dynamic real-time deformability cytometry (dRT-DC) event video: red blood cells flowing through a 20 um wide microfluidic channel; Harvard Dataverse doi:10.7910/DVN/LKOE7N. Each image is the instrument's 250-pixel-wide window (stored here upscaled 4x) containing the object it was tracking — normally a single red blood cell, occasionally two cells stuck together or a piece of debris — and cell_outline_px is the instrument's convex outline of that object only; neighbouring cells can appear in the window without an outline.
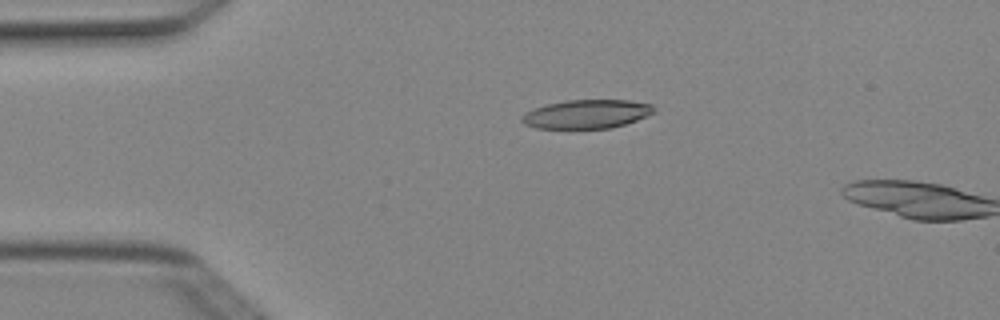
{"species": "Egyptian fruit bat (a non-hibernating species)", "species_latin": "Rousettus aegyptiacus", "temperature_condition": "cold", "stored_images_in_passage": 4, "segment_of_instrument_passage": [1, 2], "camera_frame_rate_fps": 3000, "um_per_image_px": 0.085, "animal": {"sex": "female"}, "frame": {"image": 1, "passage_image": 3, "time_ms": 0.667, "image_size_px": [1000, 320], "cell_outline_px": [[656, 112], [648, 116], [612, 128], [536, 128], [524, 124], [520, 120], [532, 108], [544, 104], [564, 100], [628, 100], [652, 104], [656, 108]], "centroid_in_image_um": [49.89, 9.68], "position_along_channel_um": 35.1, "area_um2": 22.25}}